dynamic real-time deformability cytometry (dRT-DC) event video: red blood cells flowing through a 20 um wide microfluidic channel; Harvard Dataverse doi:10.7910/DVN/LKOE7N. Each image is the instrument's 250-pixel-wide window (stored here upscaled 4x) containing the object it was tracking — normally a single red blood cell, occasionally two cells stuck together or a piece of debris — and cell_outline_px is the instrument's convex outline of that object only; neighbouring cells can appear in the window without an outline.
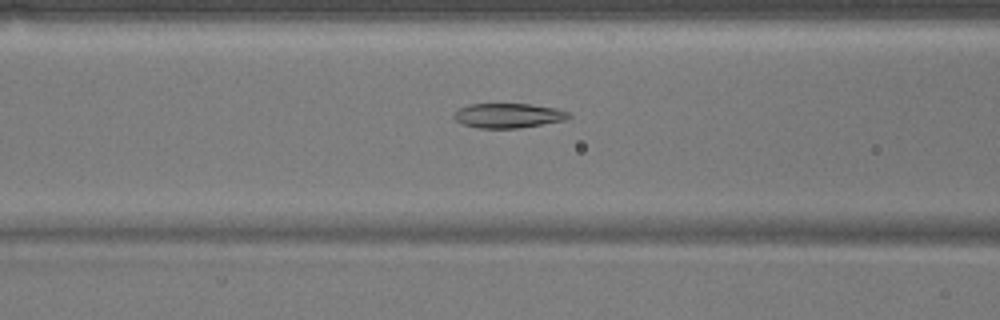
{"species": "common noctule bat (a hibernating species)", "species_latin": "Nyctalus noctula", "temperature_condition": "warm", "stored_images_in_passage": 53, "camera_frame_rate_fps": 3000, "um_per_image_px": 0.085, "animal": {"sex": "male", "body_mass_g": 17.9}, "frame": {"image": 1, "passage_image": 21, "time_ms": 6.667, "image_size_px": [1000, 320], "cell_outline_px": [[572, 116], [568, 120], [520, 128], [480, 128], [464, 124], [456, 120], [452, 116], [460, 108], [468, 104], [532, 104], [556, 108], [568, 112]], "centroid_in_image_um": [43.26, 9.82], "position_along_channel_um": 123.3, "area_um2": 16.53}}
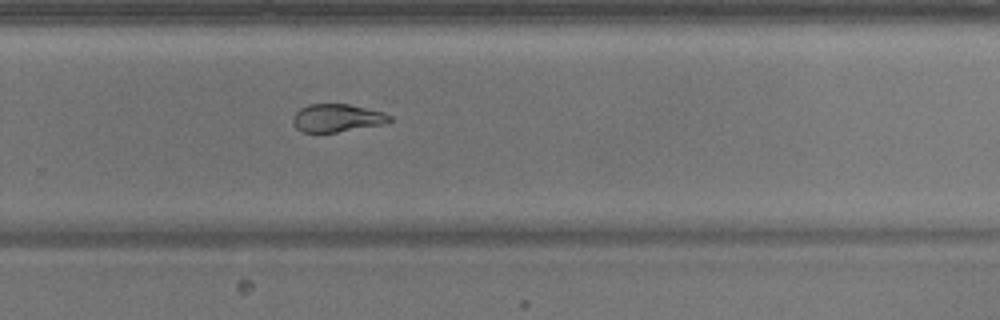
{"frame": {"image": 2, "passage_image": 35, "time_ms": 11.333, "image_size_px": [1000, 320], "cell_outline_px": [[392, 120], [384, 124], [336, 132], [304, 132], [296, 128], [292, 124], [292, 116], [300, 108], [308, 104], [348, 104], [388, 108], [392, 116]], "centroid_in_image_um": [28.8, 9.99], "position_along_channel_um": 301.0, "area_um2": 16.59}}
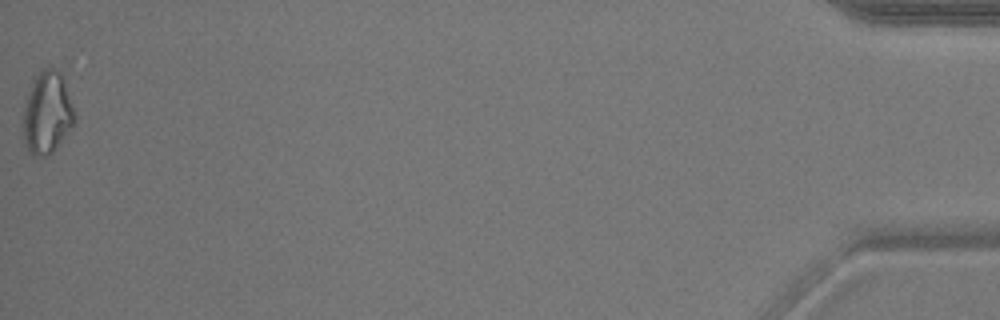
{"frame": {"image": 3, "passage_image": 53, "time_ms": 17.333, "image_size_px": [1000, 320], "cell_outline_px": [[76, 120], [72, 128], [56, 148], [52, 152], [44, 156], [32, 156], [24, 144], [24, 104], [32, 76], [44, 68], [52, 68], [60, 72], [64, 80], [76, 112]], "centroid_in_image_um": [4.02, 9.57], "position_along_channel_um": 431.2, "area_um2": 25.03}}